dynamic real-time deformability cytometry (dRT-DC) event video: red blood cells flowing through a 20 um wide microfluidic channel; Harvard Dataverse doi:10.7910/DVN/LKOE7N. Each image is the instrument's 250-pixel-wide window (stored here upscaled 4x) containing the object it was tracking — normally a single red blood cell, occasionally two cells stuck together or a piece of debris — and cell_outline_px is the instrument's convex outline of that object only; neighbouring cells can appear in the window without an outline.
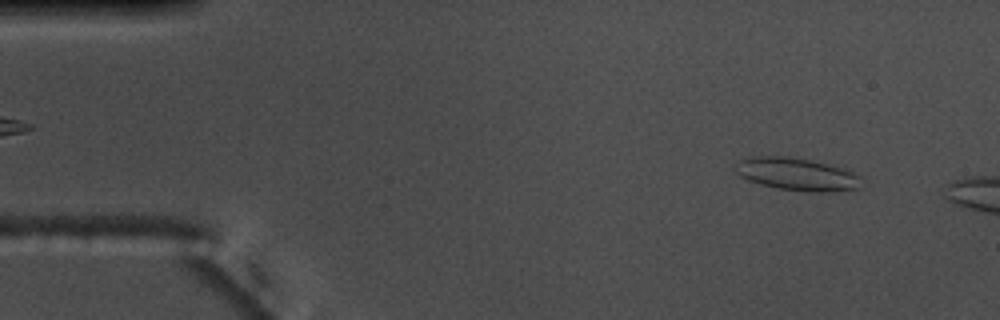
{"species": "common noctule bat (a hibernating species)", "species_latin": "Nyctalus noctula", "temperature_condition": "warm", "stored_images_in_passage": 10, "camera_frame_rate_fps": 3000, "um_per_image_px": 0.085, "animal": {"sex": "male", "body_mass_g": 17.5, "forearm_length_mm": 52.3}, "frame": {"image": 1, "passage_image": 5, "time_ms": 1.333, "image_size_px": [1000, 320], "cell_outline_px": [[860, 188], [832, 192], [816, 192], [780, 188], [760, 184], [748, 180], [740, 176], [732, 168], [740, 160], [748, 156], [788, 156], [808, 160], [840, 168], [852, 172], [860, 176]], "centroid_in_image_um": [67.68, 14.8], "position_along_channel_um": 17.3, "area_um2": 23.7}}